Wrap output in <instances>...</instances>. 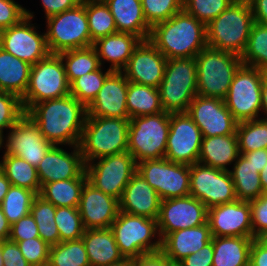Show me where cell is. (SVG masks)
I'll list each match as a JSON object with an SVG mask.
<instances>
[{
	"label": "cell",
	"instance_id": "4dcf8cb0",
	"mask_svg": "<svg viewBox=\"0 0 267 266\" xmlns=\"http://www.w3.org/2000/svg\"><path fill=\"white\" fill-rule=\"evenodd\" d=\"M31 67L0 47V91L22 98L29 85Z\"/></svg>",
	"mask_w": 267,
	"mask_h": 266
},
{
	"label": "cell",
	"instance_id": "cb8c5ba5",
	"mask_svg": "<svg viewBox=\"0 0 267 266\" xmlns=\"http://www.w3.org/2000/svg\"><path fill=\"white\" fill-rule=\"evenodd\" d=\"M78 211L85 229H105L110 228L118 216L120 204L118 199L87 181L82 188Z\"/></svg>",
	"mask_w": 267,
	"mask_h": 266
},
{
	"label": "cell",
	"instance_id": "8fae6325",
	"mask_svg": "<svg viewBox=\"0 0 267 266\" xmlns=\"http://www.w3.org/2000/svg\"><path fill=\"white\" fill-rule=\"evenodd\" d=\"M262 81L263 70L245 64L234 75L224 102L238 123L260 116Z\"/></svg>",
	"mask_w": 267,
	"mask_h": 266
},
{
	"label": "cell",
	"instance_id": "e7e4bbea",
	"mask_svg": "<svg viewBox=\"0 0 267 266\" xmlns=\"http://www.w3.org/2000/svg\"><path fill=\"white\" fill-rule=\"evenodd\" d=\"M10 187H11L10 181L7 179L4 173L0 170V204L2 203Z\"/></svg>",
	"mask_w": 267,
	"mask_h": 266
},
{
	"label": "cell",
	"instance_id": "8d00e7d4",
	"mask_svg": "<svg viewBox=\"0 0 267 266\" xmlns=\"http://www.w3.org/2000/svg\"><path fill=\"white\" fill-rule=\"evenodd\" d=\"M59 55L63 61L69 83L101 67L97 51L93 46L64 51L59 53Z\"/></svg>",
	"mask_w": 267,
	"mask_h": 266
},
{
	"label": "cell",
	"instance_id": "f35d334b",
	"mask_svg": "<svg viewBox=\"0 0 267 266\" xmlns=\"http://www.w3.org/2000/svg\"><path fill=\"white\" fill-rule=\"evenodd\" d=\"M85 8L93 43L100 38L117 33L114 17L104 0L86 1Z\"/></svg>",
	"mask_w": 267,
	"mask_h": 266
},
{
	"label": "cell",
	"instance_id": "ab89813d",
	"mask_svg": "<svg viewBox=\"0 0 267 266\" xmlns=\"http://www.w3.org/2000/svg\"><path fill=\"white\" fill-rule=\"evenodd\" d=\"M236 136L239 153L267 149V118L239 122Z\"/></svg>",
	"mask_w": 267,
	"mask_h": 266
},
{
	"label": "cell",
	"instance_id": "9a60e30c",
	"mask_svg": "<svg viewBox=\"0 0 267 266\" xmlns=\"http://www.w3.org/2000/svg\"><path fill=\"white\" fill-rule=\"evenodd\" d=\"M26 17L18 24L0 31V47L13 56L34 65L50 54L45 33L38 34L31 24L33 13L25 9Z\"/></svg>",
	"mask_w": 267,
	"mask_h": 266
},
{
	"label": "cell",
	"instance_id": "2e32d148",
	"mask_svg": "<svg viewBox=\"0 0 267 266\" xmlns=\"http://www.w3.org/2000/svg\"><path fill=\"white\" fill-rule=\"evenodd\" d=\"M203 135L186 112L170 113L165 157L167 160L191 166L198 162Z\"/></svg>",
	"mask_w": 267,
	"mask_h": 266
},
{
	"label": "cell",
	"instance_id": "003e7915",
	"mask_svg": "<svg viewBox=\"0 0 267 266\" xmlns=\"http://www.w3.org/2000/svg\"><path fill=\"white\" fill-rule=\"evenodd\" d=\"M105 266H134V259L123 258L121 261Z\"/></svg>",
	"mask_w": 267,
	"mask_h": 266
},
{
	"label": "cell",
	"instance_id": "7402d4cb",
	"mask_svg": "<svg viewBox=\"0 0 267 266\" xmlns=\"http://www.w3.org/2000/svg\"><path fill=\"white\" fill-rule=\"evenodd\" d=\"M59 146L53 145L36 168L41 186L60 180L88 178L79 145L73 146L71 153Z\"/></svg>",
	"mask_w": 267,
	"mask_h": 266
},
{
	"label": "cell",
	"instance_id": "5bb4252c",
	"mask_svg": "<svg viewBox=\"0 0 267 266\" xmlns=\"http://www.w3.org/2000/svg\"><path fill=\"white\" fill-rule=\"evenodd\" d=\"M190 195L208 209L237 200L230 172L199 162L190 166Z\"/></svg>",
	"mask_w": 267,
	"mask_h": 266
},
{
	"label": "cell",
	"instance_id": "60d3db41",
	"mask_svg": "<svg viewBox=\"0 0 267 266\" xmlns=\"http://www.w3.org/2000/svg\"><path fill=\"white\" fill-rule=\"evenodd\" d=\"M47 266H90L82 238L50 246Z\"/></svg>",
	"mask_w": 267,
	"mask_h": 266
},
{
	"label": "cell",
	"instance_id": "e575fe53",
	"mask_svg": "<svg viewBox=\"0 0 267 266\" xmlns=\"http://www.w3.org/2000/svg\"><path fill=\"white\" fill-rule=\"evenodd\" d=\"M88 178H73L49 182L41 186L39 196L55 207H78L82 188Z\"/></svg>",
	"mask_w": 267,
	"mask_h": 266
},
{
	"label": "cell",
	"instance_id": "94428289",
	"mask_svg": "<svg viewBox=\"0 0 267 266\" xmlns=\"http://www.w3.org/2000/svg\"><path fill=\"white\" fill-rule=\"evenodd\" d=\"M250 6L254 22L267 26V0H253Z\"/></svg>",
	"mask_w": 267,
	"mask_h": 266
},
{
	"label": "cell",
	"instance_id": "2644e50d",
	"mask_svg": "<svg viewBox=\"0 0 267 266\" xmlns=\"http://www.w3.org/2000/svg\"><path fill=\"white\" fill-rule=\"evenodd\" d=\"M253 0H232V2L247 3L250 4Z\"/></svg>",
	"mask_w": 267,
	"mask_h": 266
},
{
	"label": "cell",
	"instance_id": "74e56055",
	"mask_svg": "<svg viewBox=\"0 0 267 266\" xmlns=\"http://www.w3.org/2000/svg\"><path fill=\"white\" fill-rule=\"evenodd\" d=\"M56 207L37 195L32 203L31 215L37 224L40 238L48 245L60 243V234L55 223Z\"/></svg>",
	"mask_w": 267,
	"mask_h": 266
},
{
	"label": "cell",
	"instance_id": "8c879c8a",
	"mask_svg": "<svg viewBox=\"0 0 267 266\" xmlns=\"http://www.w3.org/2000/svg\"><path fill=\"white\" fill-rule=\"evenodd\" d=\"M80 2H86V1H97V0H79Z\"/></svg>",
	"mask_w": 267,
	"mask_h": 266
},
{
	"label": "cell",
	"instance_id": "f5cc1de1",
	"mask_svg": "<svg viewBox=\"0 0 267 266\" xmlns=\"http://www.w3.org/2000/svg\"><path fill=\"white\" fill-rule=\"evenodd\" d=\"M39 231L34 217L30 214L22 217L19 221L11 225L9 240L20 242L32 238H38Z\"/></svg>",
	"mask_w": 267,
	"mask_h": 266
},
{
	"label": "cell",
	"instance_id": "c3c4849f",
	"mask_svg": "<svg viewBox=\"0 0 267 266\" xmlns=\"http://www.w3.org/2000/svg\"><path fill=\"white\" fill-rule=\"evenodd\" d=\"M25 110L21 98L13 93L0 91V137L4 143V129H10L23 115Z\"/></svg>",
	"mask_w": 267,
	"mask_h": 266
},
{
	"label": "cell",
	"instance_id": "8992f818",
	"mask_svg": "<svg viewBox=\"0 0 267 266\" xmlns=\"http://www.w3.org/2000/svg\"><path fill=\"white\" fill-rule=\"evenodd\" d=\"M164 112H187L197 95V63L195 58L167 59L163 80L159 86Z\"/></svg>",
	"mask_w": 267,
	"mask_h": 266
},
{
	"label": "cell",
	"instance_id": "f907efd6",
	"mask_svg": "<svg viewBox=\"0 0 267 266\" xmlns=\"http://www.w3.org/2000/svg\"><path fill=\"white\" fill-rule=\"evenodd\" d=\"M253 238L258 239L267 233V193L250 201Z\"/></svg>",
	"mask_w": 267,
	"mask_h": 266
},
{
	"label": "cell",
	"instance_id": "ee69618b",
	"mask_svg": "<svg viewBox=\"0 0 267 266\" xmlns=\"http://www.w3.org/2000/svg\"><path fill=\"white\" fill-rule=\"evenodd\" d=\"M111 72L112 70L108 68L107 71L103 73L100 67L94 72L86 73L74 79L70 83V94L87 107L94 100L106 77Z\"/></svg>",
	"mask_w": 267,
	"mask_h": 266
},
{
	"label": "cell",
	"instance_id": "db71d44e",
	"mask_svg": "<svg viewBox=\"0 0 267 266\" xmlns=\"http://www.w3.org/2000/svg\"><path fill=\"white\" fill-rule=\"evenodd\" d=\"M2 258L3 266H31L21 254L17 243L9 239L2 241Z\"/></svg>",
	"mask_w": 267,
	"mask_h": 266
},
{
	"label": "cell",
	"instance_id": "83f0119b",
	"mask_svg": "<svg viewBox=\"0 0 267 266\" xmlns=\"http://www.w3.org/2000/svg\"><path fill=\"white\" fill-rule=\"evenodd\" d=\"M141 41L134 34L117 32L98 39L94 42L93 47L97 51L101 66L102 62L108 61L112 63L109 69L122 71L132 56L133 50Z\"/></svg>",
	"mask_w": 267,
	"mask_h": 266
},
{
	"label": "cell",
	"instance_id": "d6986e66",
	"mask_svg": "<svg viewBox=\"0 0 267 266\" xmlns=\"http://www.w3.org/2000/svg\"><path fill=\"white\" fill-rule=\"evenodd\" d=\"M186 113L199 127L203 137L229 135L236 132L238 122L222 99L196 95Z\"/></svg>",
	"mask_w": 267,
	"mask_h": 266
},
{
	"label": "cell",
	"instance_id": "836d02e7",
	"mask_svg": "<svg viewBox=\"0 0 267 266\" xmlns=\"http://www.w3.org/2000/svg\"><path fill=\"white\" fill-rule=\"evenodd\" d=\"M126 104L129 118L163 112L159 89L134 82L128 83Z\"/></svg>",
	"mask_w": 267,
	"mask_h": 266
},
{
	"label": "cell",
	"instance_id": "9c48e42d",
	"mask_svg": "<svg viewBox=\"0 0 267 266\" xmlns=\"http://www.w3.org/2000/svg\"><path fill=\"white\" fill-rule=\"evenodd\" d=\"M110 229L113 232L116 244L124 258L135 259L142 254L161 250L157 219L131 215L119 211Z\"/></svg>",
	"mask_w": 267,
	"mask_h": 266
},
{
	"label": "cell",
	"instance_id": "3957f363",
	"mask_svg": "<svg viewBox=\"0 0 267 266\" xmlns=\"http://www.w3.org/2000/svg\"><path fill=\"white\" fill-rule=\"evenodd\" d=\"M253 24L254 17L250 4L232 2L206 25L207 46L241 57Z\"/></svg>",
	"mask_w": 267,
	"mask_h": 266
},
{
	"label": "cell",
	"instance_id": "7a4b0ae2",
	"mask_svg": "<svg viewBox=\"0 0 267 266\" xmlns=\"http://www.w3.org/2000/svg\"><path fill=\"white\" fill-rule=\"evenodd\" d=\"M148 40L167 59L195 58L207 47L206 25L182 10L153 25Z\"/></svg>",
	"mask_w": 267,
	"mask_h": 266
},
{
	"label": "cell",
	"instance_id": "d590c367",
	"mask_svg": "<svg viewBox=\"0 0 267 266\" xmlns=\"http://www.w3.org/2000/svg\"><path fill=\"white\" fill-rule=\"evenodd\" d=\"M0 161V170L4 173L12 186L23 187L40 192L41 184L38 179L37 169L30 163L10 154H4Z\"/></svg>",
	"mask_w": 267,
	"mask_h": 266
},
{
	"label": "cell",
	"instance_id": "bcb514c9",
	"mask_svg": "<svg viewBox=\"0 0 267 266\" xmlns=\"http://www.w3.org/2000/svg\"><path fill=\"white\" fill-rule=\"evenodd\" d=\"M232 0H183V10L207 25L218 17Z\"/></svg>",
	"mask_w": 267,
	"mask_h": 266
},
{
	"label": "cell",
	"instance_id": "6125c7cd",
	"mask_svg": "<svg viewBox=\"0 0 267 266\" xmlns=\"http://www.w3.org/2000/svg\"><path fill=\"white\" fill-rule=\"evenodd\" d=\"M11 224L5 217L0 206V241L8 240L10 236Z\"/></svg>",
	"mask_w": 267,
	"mask_h": 266
},
{
	"label": "cell",
	"instance_id": "89a4df30",
	"mask_svg": "<svg viewBox=\"0 0 267 266\" xmlns=\"http://www.w3.org/2000/svg\"><path fill=\"white\" fill-rule=\"evenodd\" d=\"M4 265V261L2 258V241H0V266Z\"/></svg>",
	"mask_w": 267,
	"mask_h": 266
},
{
	"label": "cell",
	"instance_id": "484cf974",
	"mask_svg": "<svg viewBox=\"0 0 267 266\" xmlns=\"http://www.w3.org/2000/svg\"><path fill=\"white\" fill-rule=\"evenodd\" d=\"M212 239L207 223L167 234L161 240V251L172 261H181L186 256L198 252Z\"/></svg>",
	"mask_w": 267,
	"mask_h": 266
},
{
	"label": "cell",
	"instance_id": "f1b7e54d",
	"mask_svg": "<svg viewBox=\"0 0 267 266\" xmlns=\"http://www.w3.org/2000/svg\"><path fill=\"white\" fill-rule=\"evenodd\" d=\"M239 154L236 132L229 135L203 137L198 162L229 171L227 165L235 162Z\"/></svg>",
	"mask_w": 267,
	"mask_h": 266
},
{
	"label": "cell",
	"instance_id": "6f0895ef",
	"mask_svg": "<svg viewBox=\"0 0 267 266\" xmlns=\"http://www.w3.org/2000/svg\"><path fill=\"white\" fill-rule=\"evenodd\" d=\"M46 18L75 8L81 2L79 0H41Z\"/></svg>",
	"mask_w": 267,
	"mask_h": 266
},
{
	"label": "cell",
	"instance_id": "603a6c76",
	"mask_svg": "<svg viewBox=\"0 0 267 266\" xmlns=\"http://www.w3.org/2000/svg\"><path fill=\"white\" fill-rule=\"evenodd\" d=\"M128 83L121 71H112L87 106V117L130 119L126 104Z\"/></svg>",
	"mask_w": 267,
	"mask_h": 266
},
{
	"label": "cell",
	"instance_id": "277c9868",
	"mask_svg": "<svg viewBox=\"0 0 267 266\" xmlns=\"http://www.w3.org/2000/svg\"><path fill=\"white\" fill-rule=\"evenodd\" d=\"M130 119L86 117L80 150L85 164L126 152Z\"/></svg>",
	"mask_w": 267,
	"mask_h": 266
},
{
	"label": "cell",
	"instance_id": "ba28073f",
	"mask_svg": "<svg viewBox=\"0 0 267 266\" xmlns=\"http://www.w3.org/2000/svg\"><path fill=\"white\" fill-rule=\"evenodd\" d=\"M45 32L51 54L93 46L91 41L85 2L75 8L50 16Z\"/></svg>",
	"mask_w": 267,
	"mask_h": 266
},
{
	"label": "cell",
	"instance_id": "7bdbcfd3",
	"mask_svg": "<svg viewBox=\"0 0 267 266\" xmlns=\"http://www.w3.org/2000/svg\"><path fill=\"white\" fill-rule=\"evenodd\" d=\"M37 194L23 187L12 186L0 204L3 213L12 225L30 214L32 203Z\"/></svg>",
	"mask_w": 267,
	"mask_h": 266
},
{
	"label": "cell",
	"instance_id": "f6af8a7d",
	"mask_svg": "<svg viewBox=\"0 0 267 266\" xmlns=\"http://www.w3.org/2000/svg\"><path fill=\"white\" fill-rule=\"evenodd\" d=\"M55 223L60 242L81 239L85 228L78 207H56Z\"/></svg>",
	"mask_w": 267,
	"mask_h": 266
},
{
	"label": "cell",
	"instance_id": "9f6ffc18",
	"mask_svg": "<svg viewBox=\"0 0 267 266\" xmlns=\"http://www.w3.org/2000/svg\"><path fill=\"white\" fill-rule=\"evenodd\" d=\"M249 264L251 266H267V233L253 240Z\"/></svg>",
	"mask_w": 267,
	"mask_h": 266
},
{
	"label": "cell",
	"instance_id": "03108f58",
	"mask_svg": "<svg viewBox=\"0 0 267 266\" xmlns=\"http://www.w3.org/2000/svg\"><path fill=\"white\" fill-rule=\"evenodd\" d=\"M260 180L262 184L263 193H267V164L260 172Z\"/></svg>",
	"mask_w": 267,
	"mask_h": 266
},
{
	"label": "cell",
	"instance_id": "be15d7a7",
	"mask_svg": "<svg viewBox=\"0 0 267 266\" xmlns=\"http://www.w3.org/2000/svg\"><path fill=\"white\" fill-rule=\"evenodd\" d=\"M261 111H264L267 117V70H263V81L261 89Z\"/></svg>",
	"mask_w": 267,
	"mask_h": 266
},
{
	"label": "cell",
	"instance_id": "816d5d0a",
	"mask_svg": "<svg viewBox=\"0 0 267 266\" xmlns=\"http://www.w3.org/2000/svg\"><path fill=\"white\" fill-rule=\"evenodd\" d=\"M26 17L25 8L14 0H0V31L18 24Z\"/></svg>",
	"mask_w": 267,
	"mask_h": 266
},
{
	"label": "cell",
	"instance_id": "6da1fadb",
	"mask_svg": "<svg viewBox=\"0 0 267 266\" xmlns=\"http://www.w3.org/2000/svg\"><path fill=\"white\" fill-rule=\"evenodd\" d=\"M26 114L51 144H80L87 107L71 94L34 104Z\"/></svg>",
	"mask_w": 267,
	"mask_h": 266
},
{
	"label": "cell",
	"instance_id": "681fc988",
	"mask_svg": "<svg viewBox=\"0 0 267 266\" xmlns=\"http://www.w3.org/2000/svg\"><path fill=\"white\" fill-rule=\"evenodd\" d=\"M17 245L31 266L48 265L50 245L40 237L17 242Z\"/></svg>",
	"mask_w": 267,
	"mask_h": 266
},
{
	"label": "cell",
	"instance_id": "f546056e",
	"mask_svg": "<svg viewBox=\"0 0 267 266\" xmlns=\"http://www.w3.org/2000/svg\"><path fill=\"white\" fill-rule=\"evenodd\" d=\"M90 266H105L121 261V255L110 228L85 229L82 236Z\"/></svg>",
	"mask_w": 267,
	"mask_h": 266
},
{
	"label": "cell",
	"instance_id": "7dc6e473",
	"mask_svg": "<svg viewBox=\"0 0 267 266\" xmlns=\"http://www.w3.org/2000/svg\"><path fill=\"white\" fill-rule=\"evenodd\" d=\"M141 3L144 17L151 27L183 10V0H141Z\"/></svg>",
	"mask_w": 267,
	"mask_h": 266
},
{
	"label": "cell",
	"instance_id": "5b68a950",
	"mask_svg": "<svg viewBox=\"0 0 267 266\" xmlns=\"http://www.w3.org/2000/svg\"><path fill=\"white\" fill-rule=\"evenodd\" d=\"M197 63V95L219 98L227 96L241 57L211 47L203 48L195 57Z\"/></svg>",
	"mask_w": 267,
	"mask_h": 266
},
{
	"label": "cell",
	"instance_id": "d6a6232c",
	"mask_svg": "<svg viewBox=\"0 0 267 266\" xmlns=\"http://www.w3.org/2000/svg\"><path fill=\"white\" fill-rule=\"evenodd\" d=\"M229 172L234 183L237 200L250 202L263 194L260 173L242 154H239L233 169Z\"/></svg>",
	"mask_w": 267,
	"mask_h": 266
},
{
	"label": "cell",
	"instance_id": "ffe728a7",
	"mask_svg": "<svg viewBox=\"0 0 267 266\" xmlns=\"http://www.w3.org/2000/svg\"><path fill=\"white\" fill-rule=\"evenodd\" d=\"M207 222L212 237H253L251 206L236 200L208 209Z\"/></svg>",
	"mask_w": 267,
	"mask_h": 266
},
{
	"label": "cell",
	"instance_id": "91938a15",
	"mask_svg": "<svg viewBox=\"0 0 267 266\" xmlns=\"http://www.w3.org/2000/svg\"><path fill=\"white\" fill-rule=\"evenodd\" d=\"M240 154L250 161L252 166L257 169L258 173H260L267 164V149H258L252 152Z\"/></svg>",
	"mask_w": 267,
	"mask_h": 266
},
{
	"label": "cell",
	"instance_id": "d4e9b609",
	"mask_svg": "<svg viewBox=\"0 0 267 266\" xmlns=\"http://www.w3.org/2000/svg\"><path fill=\"white\" fill-rule=\"evenodd\" d=\"M160 203L155 189L138 172L132 176L119 200L120 211L150 219H158Z\"/></svg>",
	"mask_w": 267,
	"mask_h": 266
},
{
	"label": "cell",
	"instance_id": "e0dca14e",
	"mask_svg": "<svg viewBox=\"0 0 267 266\" xmlns=\"http://www.w3.org/2000/svg\"><path fill=\"white\" fill-rule=\"evenodd\" d=\"M208 208L197 198L188 195L161 200L157 219L159 238L167 234L207 223Z\"/></svg>",
	"mask_w": 267,
	"mask_h": 266
},
{
	"label": "cell",
	"instance_id": "52a82bcc",
	"mask_svg": "<svg viewBox=\"0 0 267 266\" xmlns=\"http://www.w3.org/2000/svg\"><path fill=\"white\" fill-rule=\"evenodd\" d=\"M169 129L168 112L130 118L127 151L137 163L164 158Z\"/></svg>",
	"mask_w": 267,
	"mask_h": 266
},
{
	"label": "cell",
	"instance_id": "4316f807",
	"mask_svg": "<svg viewBox=\"0 0 267 266\" xmlns=\"http://www.w3.org/2000/svg\"><path fill=\"white\" fill-rule=\"evenodd\" d=\"M114 17L117 32L131 33L142 41L149 39L151 26L147 23L141 0H104Z\"/></svg>",
	"mask_w": 267,
	"mask_h": 266
},
{
	"label": "cell",
	"instance_id": "b9f144b4",
	"mask_svg": "<svg viewBox=\"0 0 267 266\" xmlns=\"http://www.w3.org/2000/svg\"><path fill=\"white\" fill-rule=\"evenodd\" d=\"M241 60L245 65L267 70V26L254 22Z\"/></svg>",
	"mask_w": 267,
	"mask_h": 266
},
{
	"label": "cell",
	"instance_id": "680465c9",
	"mask_svg": "<svg viewBox=\"0 0 267 266\" xmlns=\"http://www.w3.org/2000/svg\"><path fill=\"white\" fill-rule=\"evenodd\" d=\"M134 266H168V257L161 250L142 254L134 259Z\"/></svg>",
	"mask_w": 267,
	"mask_h": 266
},
{
	"label": "cell",
	"instance_id": "ac0fdd59",
	"mask_svg": "<svg viewBox=\"0 0 267 266\" xmlns=\"http://www.w3.org/2000/svg\"><path fill=\"white\" fill-rule=\"evenodd\" d=\"M9 130L4 154L24 159L37 168L53 144L44 138L26 113Z\"/></svg>",
	"mask_w": 267,
	"mask_h": 266
},
{
	"label": "cell",
	"instance_id": "30bf717a",
	"mask_svg": "<svg viewBox=\"0 0 267 266\" xmlns=\"http://www.w3.org/2000/svg\"><path fill=\"white\" fill-rule=\"evenodd\" d=\"M70 94V83L59 54H49L31 67L29 85L21 98L25 113L39 102Z\"/></svg>",
	"mask_w": 267,
	"mask_h": 266
},
{
	"label": "cell",
	"instance_id": "1f68e13d",
	"mask_svg": "<svg viewBox=\"0 0 267 266\" xmlns=\"http://www.w3.org/2000/svg\"><path fill=\"white\" fill-rule=\"evenodd\" d=\"M212 266H249L253 237H212Z\"/></svg>",
	"mask_w": 267,
	"mask_h": 266
},
{
	"label": "cell",
	"instance_id": "7c38bea8",
	"mask_svg": "<svg viewBox=\"0 0 267 266\" xmlns=\"http://www.w3.org/2000/svg\"><path fill=\"white\" fill-rule=\"evenodd\" d=\"M136 172L137 162L128 151L86 163L88 182L118 200L121 199L126 185Z\"/></svg>",
	"mask_w": 267,
	"mask_h": 266
},
{
	"label": "cell",
	"instance_id": "a7ac6f4b",
	"mask_svg": "<svg viewBox=\"0 0 267 266\" xmlns=\"http://www.w3.org/2000/svg\"><path fill=\"white\" fill-rule=\"evenodd\" d=\"M168 266H183L179 261H172L168 258Z\"/></svg>",
	"mask_w": 267,
	"mask_h": 266
},
{
	"label": "cell",
	"instance_id": "44dd1931",
	"mask_svg": "<svg viewBox=\"0 0 267 266\" xmlns=\"http://www.w3.org/2000/svg\"><path fill=\"white\" fill-rule=\"evenodd\" d=\"M167 58L149 41H141L133 50L122 73L129 82L159 88Z\"/></svg>",
	"mask_w": 267,
	"mask_h": 266
},
{
	"label": "cell",
	"instance_id": "11a10c76",
	"mask_svg": "<svg viewBox=\"0 0 267 266\" xmlns=\"http://www.w3.org/2000/svg\"><path fill=\"white\" fill-rule=\"evenodd\" d=\"M213 242L212 240L198 252L186 256L179 261L183 266H212L213 263Z\"/></svg>",
	"mask_w": 267,
	"mask_h": 266
},
{
	"label": "cell",
	"instance_id": "4fadbf2b",
	"mask_svg": "<svg viewBox=\"0 0 267 266\" xmlns=\"http://www.w3.org/2000/svg\"><path fill=\"white\" fill-rule=\"evenodd\" d=\"M137 172L155 189L161 200L190 195V166L166 158L143 160Z\"/></svg>",
	"mask_w": 267,
	"mask_h": 266
}]
</instances>
